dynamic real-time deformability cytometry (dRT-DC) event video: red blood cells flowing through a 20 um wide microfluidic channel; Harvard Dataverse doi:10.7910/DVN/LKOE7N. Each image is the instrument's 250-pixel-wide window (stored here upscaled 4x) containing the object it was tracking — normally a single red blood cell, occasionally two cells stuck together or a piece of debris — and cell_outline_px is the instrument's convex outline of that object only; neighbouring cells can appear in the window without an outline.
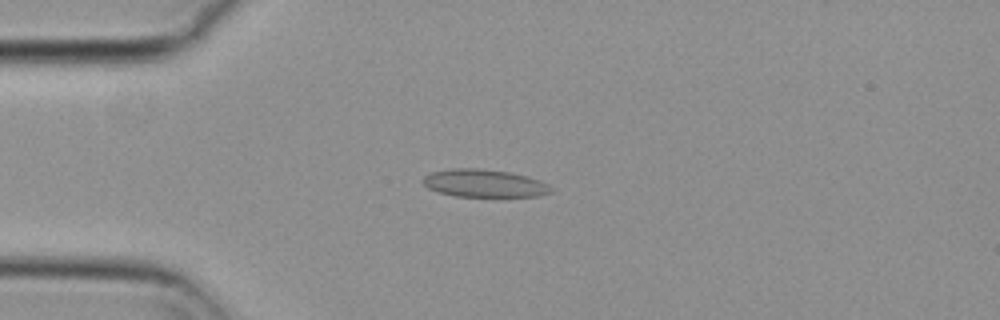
{"species": "common noctule bat (a hibernating species)", "species_latin": "Nyctalus noctula", "temperature_condition": "cold", "stored_images_in_passage": 55, "camera_frame_rate_fps": 3000, "um_per_image_px": 0.085, "animal": {"sex": "female", "body_mass_g": 29.2, "forearm_length_mm": 56.3}, "frame": {"image": 1, "passage_image": 14, "time_ms": 4.333, "image_size_px": [1000, 320], "cell_outline_px": [[552, 192], [540, 196], [456, 196], [440, 192], [428, 188], [420, 180], [424, 176], [432, 172], [452, 168], [476, 168], [508, 172], [540, 180], [548, 184], [552, 188]], "centroid_in_image_um": [41.15, 15.58], "position_along_channel_um": 43.9, "area_um2": 20.52}}
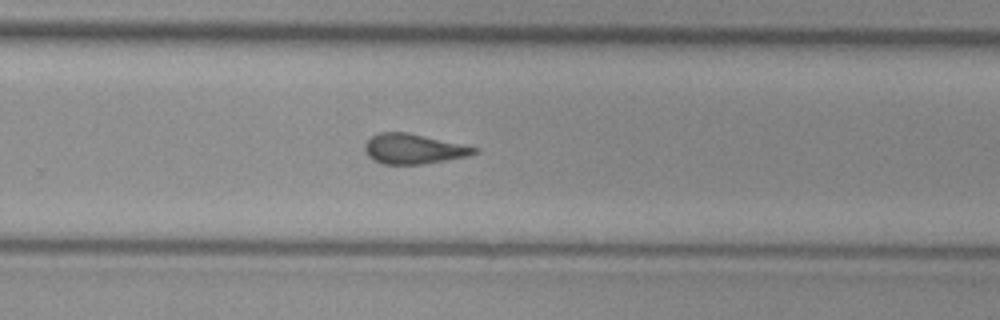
{"frame": {"image": 2, "passage_image": 36, "time_ms": 11.667, "image_size_px": [1000, 320], "cell_outline_px": [[480, 148], [476, 152], [468, 156], [424, 164], [384, 164], [372, 160], [368, 156], [364, 148], [364, 144], [372, 136], [380, 132], [408, 132]], "centroid_in_image_um": [35.13, 12.65], "position_along_channel_um": 294.7, "area_um2": 19.13}}
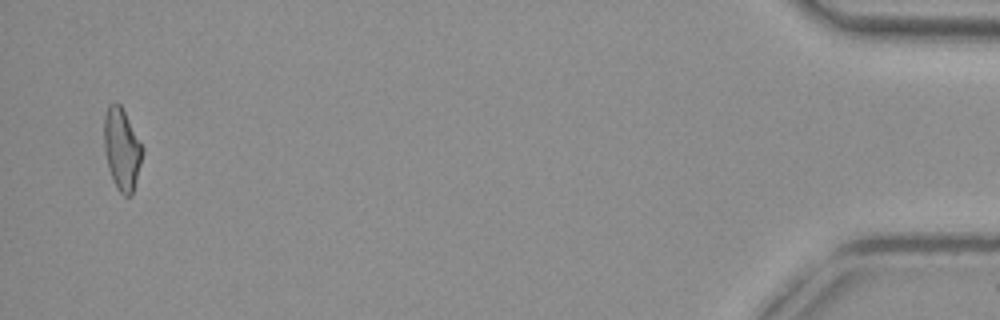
{"frame": {"image": 3, "passage_image": 54, "time_ms": 17.667, "image_size_px": [1000, 320], "cell_outline_px": [[144, 148], [132, 196], [124, 196], [120, 192], [112, 180], [108, 168], [104, 152], [104, 116], [108, 104], [116, 100], [120, 104]], "centroid_in_image_um": [10.34, 12.65], "position_along_channel_um": 424.9, "area_um2": 18.38}, "authors_computed_cell_mechanics": {"area_um2": 19.5942, "velocity_mm_per_s": 3.6958, "shape_relaxation_time_tau1_ms": null, "shape_relaxation_time_tau2_ms": 2.3507, "deformation_change_tau1": null, "deformation_change_tau2": 0.1099}}